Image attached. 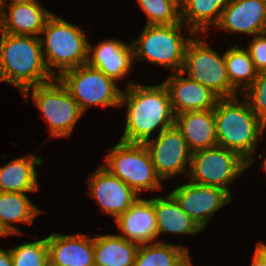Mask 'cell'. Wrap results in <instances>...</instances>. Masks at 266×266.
I'll list each match as a JSON object with an SVG mask.
<instances>
[{
    "instance_id": "cell-1",
    "label": "cell",
    "mask_w": 266,
    "mask_h": 266,
    "mask_svg": "<svg viewBox=\"0 0 266 266\" xmlns=\"http://www.w3.org/2000/svg\"><path fill=\"white\" fill-rule=\"evenodd\" d=\"M127 105L126 125L120 141L145 144L158 129L175 125L168 88L164 83L144 86L128 81L122 91L120 106Z\"/></svg>"
},
{
    "instance_id": "cell-2",
    "label": "cell",
    "mask_w": 266,
    "mask_h": 266,
    "mask_svg": "<svg viewBox=\"0 0 266 266\" xmlns=\"http://www.w3.org/2000/svg\"><path fill=\"white\" fill-rule=\"evenodd\" d=\"M241 97V101H239ZM217 146L238 153L252 165L258 142L266 130V125L251 110L240 95L221 98L214 108Z\"/></svg>"
},
{
    "instance_id": "cell-3",
    "label": "cell",
    "mask_w": 266,
    "mask_h": 266,
    "mask_svg": "<svg viewBox=\"0 0 266 266\" xmlns=\"http://www.w3.org/2000/svg\"><path fill=\"white\" fill-rule=\"evenodd\" d=\"M0 34V82L14 85L22 94L55 79L45 64L39 37Z\"/></svg>"
},
{
    "instance_id": "cell-4",
    "label": "cell",
    "mask_w": 266,
    "mask_h": 266,
    "mask_svg": "<svg viewBox=\"0 0 266 266\" xmlns=\"http://www.w3.org/2000/svg\"><path fill=\"white\" fill-rule=\"evenodd\" d=\"M39 36L45 64L56 78L66 70L88 61L89 42L83 29L67 22L54 13L47 19ZM53 68H58L57 74Z\"/></svg>"
},
{
    "instance_id": "cell-5",
    "label": "cell",
    "mask_w": 266,
    "mask_h": 266,
    "mask_svg": "<svg viewBox=\"0 0 266 266\" xmlns=\"http://www.w3.org/2000/svg\"><path fill=\"white\" fill-rule=\"evenodd\" d=\"M185 24L181 21L171 25H145L144 30L131 42L134 62L146 61L171 69L182 70L187 43L193 37L182 35Z\"/></svg>"
},
{
    "instance_id": "cell-6",
    "label": "cell",
    "mask_w": 266,
    "mask_h": 266,
    "mask_svg": "<svg viewBox=\"0 0 266 266\" xmlns=\"http://www.w3.org/2000/svg\"><path fill=\"white\" fill-rule=\"evenodd\" d=\"M30 95L49 126L48 140L52 137L69 138L84 113L62 83L55 78L48 83L30 87L22 93L25 101Z\"/></svg>"
},
{
    "instance_id": "cell-7",
    "label": "cell",
    "mask_w": 266,
    "mask_h": 266,
    "mask_svg": "<svg viewBox=\"0 0 266 266\" xmlns=\"http://www.w3.org/2000/svg\"><path fill=\"white\" fill-rule=\"evenodd\" d=\"M106 165L138 195L143 191L162 189V180L157 175L152 158L145 144L120 141L106 154Z\"/></svg>"
},
{
    "instance_id": "cell-8",
    "label": "cell",
    "mask_w": 266,
    "mask_h": 266,
    "mask_svg": "<svg viewBox=\"0 0 266 266\" xmlns=\"http://www.w3.org/2000/svg\"><path fill=\"white\" fill-rule=\"evenodd\" d=\"M204 34H195L187 43L181 72L188 78L210 89L220 99L240 94L231 86L225 64V53L221 56L202 40Z\"/></svg>"
},
{
    "instance_id": "cell-9",
    "label": "cell",
    "mask_w": 266,
    "mask_h": 266,
    "mask_svg": "<svg viewBox=\"0 0 266 266\" xmlns=\"http://www.w3.org/2000/svg\"><path fill=\"white\" fill-rule=\"evenodd\" d=\"M77 102L81 111L98 105L120 107L122 89L112 78L88 63L64 71L56 77Z\"/></svg>"
},
{
    "instance_id": "cell-10",
    "label": "cell",
    "mask_w": 266,
    "mask_h": 266,
    "mask_svg": "<svg viewBox=\"0 0 266 266\" xmlns=\"http://www.w3.org/2000/svg\"><path fill=\"white\" fill-rule=\"evenodd\" d=\"M249 166L238 153L215 146L192 153L188 178L196 184L222 188L232 196L230 186Z\"/></svg>"
},
{
    "instance_id": "cell-11",
    "label": "cell",
    "mask_w": 266,
    "mask_h": 266,
    "mask_svg": "<svg viewBox=\"0 0 266 266\" xmlns=\"http://www.w3.org/2000/svg\"><path fill=\"white\" fill-rule=\"evenodd\" d=\"M157 175L162 181L188 175L192 152L181 131L175 126L164 129L145 143Z\"/></svg>"
},
{
    "instance_id": "cell-12",
    "label": "cell",
    "mask_w": 266,
    "mask_h": 266,
    "mask_svg": "<svg viewBox=\"0 0 266 266\" xmlns=\"http://www.w3.org/2000/svg\"><path fill=\"white\" fill-rule=\"evenodd\" d=\"M170 194L202 230L216 211L233 200L232 196L222 188L191 181L178 185Z\"/></svg>"
},
{
    "instance_id": "cell-13",
    "label": "cell",
    "mask_w": 266,
    "mask_h": 266,
    "mask_svg": "<svg viewBox=\"0 0 266 266\" xmlns=\"http://www.w3.org/2000/svg\"><path fill=\"white\" fill-rule=\"evenodd\" d=\"M87 183L88 195L96 200L103 214L111 215L114 219L123 214L139 198L130 186L111 174L102 164L91 174Z\"/></svg>"
},
{
    "instance_id": "cell-14",
    "label": "cell",
    "mask_w": 266,
    "mask_h": 266,
    "mask_svg": "<svg viewBox=\"0 0 266 266\" xmlns=\"http://www.w3.org/2000/svg\"><path fill=\"white\" fill-rule=\"evenodd\" d=\"M214 27L247 36L265 33L266 0H230Z\"/></svg>"
},
{
    "instance_id": "cell-15",
    "label": "cell",
    "mask_w": 266,
    "mask_h": 266,
    "mask_svg": "<svg viewBox=\"0 0 266 266\" xmlns=\"http://www.w3.org/2000/svg\"><path fill=\"white\" fill-rule=\"evenodd\" d=\"M121 237L137 245L159 242L154 198H138L115 219Z\"/></svg>"
},
{
    "instance_id": "cell-16",
    "label": "cell",
    "mask_w": 266,
    "mask_h": 266,
    "mask_svg": "<svg viewBox=\"0 0 266 266\" xmlns=\"http://www.w3.org/2000/svg\"><path fill=\"white\" fill-rule=\"evenodd\" d=\"M163 83L168 88L175 115L186 111L214 109L220 99L207 87L187 76L183 77L181 71L172 73Z\"/></svg>"
},
{
    "instance_id": "cell-17",
    "label": "cell",
    "mask_w": 266,
    "mask_h": 266,
    "mask_svg": "<svg viewBox=\"0 0 266 266\" xmlns=\"http://www.w3.org/2000/svg\"><path fill=\"white\" fill-rule=\"evenodd\" d=\"M48 266H95L94 237L54 232L47 236Z\"/></svg>"
},
{
    "instance_id": "cell-18",
    "label": "cell",
    "mask_w": 266,
    "mask_h": 266,
    "mask_svg": "<svg viewBox=\"0 0 266 266\" xmlns=\"http://www.w3.org/2000/svg\"><path fill=\"white\" fill-rule=\"evenodd\" d=\"M133 62L131 42L128 44L118 39H107L94 47L89 43L87 63L116 82L130 73Z\"/></svg>"
},
{
    "instance_id": "cell-19",
    "label": "cell",
    "mask_w": 266,
    "mask_h": 266,
    "mask_svg": "<svg viewBox=\"0 0 266 266\" xmlns=\"http://www.w3.org/2000/svg\"><path fill=\"white\" fill-rule=\"evenodd\" d=\"M7 8L0 16V31L11 35L39 37L53 14L39 1L8 4Z\"/></svg>"
},
{
    "instance_id": "cell-20",
    "label": "cell",
    "mask_w": 266,
    "mask_h": 266,
    "mask_svg": "<svg viewBox=\"0 0 266 266\" xmlns=\"http://www.w3.org/2000/svg\"><path fill=\"white\" fill-rule=\"evenodd\" d=\"M175 126L181 131L192 153L217 146L214 109L177 114Z\"/></svg>"
},
{
    "instance_id": "cell-21",
    "label": "cell",
    "mask_w": 266,
    "mask_h": 266,
    "mask_svg": "<svg viewBox=\"0 0 266 266\" xmlns=\"http://www.w3.org/2000/svg\"><path fill=\"white\" fill-rule=\"evenodd\" d=\"M42 163L40 156L29 154L0 166V192L30 193L40 190L35 166Z\"/></svg>"
},
{
    "instance_id": "cell-22",
    "label": "cell",
    "mask_w": 266,
    "mask_h": 266,
    "mask_svg": "<svg viewBox=\"0 0 266 266\" xmlns=\"http://www.w3.org/2000/svg\"><path fill=\"white\" fill-rule=\"evenodd\" d=\"M154 210L158 236L161 233L196 235L202 231L170 193L166 197H154Z\"/></svg>"
},
{
    "instance_id": "cell-23",
    "label": "cell",
    "mask_w": 266,
    "mask_h": 266,
    "mask_svg": "<svg viewBox=\"0 0 266 266\" xmlns=\"http://www.w3.org/2000/svg\"><path fill=\"white\" fill-rule=\"evenodd\" d=\"M230 0H183L180 5L181 21L187 25L188 33L204 34L215 26L224 7Z\"/></svg>"
},
{
    "instance_id": "cell-24",
    "label": "cell",
    "mask_w": 266,
    "mask_h": 266,
    "mask_svg": "<svg viewBox=\"0 0 266 266\" xmlns=\"http://www.w3.org/2000/svg\"><path fill=\"white\" fill-rule=\"evenodd\" d=\"M139 245L120 235L94 236L95 266H134Z\"/></svg>"
},
{
    "instance_id": "cell-25",
    "label": "cell",
    "mask_w": 266,
    "mask_h": 266,
    "mask_svg": "<svg viewBox=\"0 0 266 266\" xmlns=\"http://www.w3.org/2000/svg\"><path fill=\"white\" fill-rule=\"evenodd\" d=\"M41 212L26 193L0 192V223L10 235L22 234L13 223L32 224Z\"/></svg>"
},
{
    "instance_id": "cell-26",
    "label": "cell",
    "mask_w": 266,
    "mask_h": 266,
    "mask_svg": "<svg viewBox=\"0 0 266 266\" xmlns=\"http://www.w3.org/2000/svg\"><path fill=\"white\" fill-rule=\"evenodd\" d=\"M225 64L231 86L243 93L255 80L258 72L249 52L238 44L231 45L225 52Z\"/></svg>"
},
{
    "instance_id": "cell-27",
    "label": "cell",
    "mask_w": 266,
    "mask_h": 266,
    "mask_svg": "<svg viewBox=\"0 0 266 266\" xmlns=\"http://www.w3.org/2000/svg\"><path fill=\"white\" fill-rule=\"evenodd\" d=\"M189 253L185 246L161 241L139 245L134 266H178Z\"/></svg>"
},
{
    "instance_id": "cell-28",
    "label": "cell",
    "mask_w": 266,
    "mask_h": 266,
    "mask_svg": "<svg viewBox=\"0 0 266 266\" xmlns=\"http://www.w3.org/2000/svg\"><path fill=\"white\" fill-rule=\"evenodd\" d=\"M147 16L146 25H171L181 22L180 5L175 0H136Z\"/></svg>"
},
{
    "instance_id": "cell-29",
    "label": "cell",
    "mask_w": 266,
    "mask_h": 266,
    "mask_svg": "<svg viewBox=\"0 0 266 266\" xmlns=\"http://www.w3.org/2000/svg\"><path fill=\"white\" fill-rule=\"evenodd\" d=\"M13 266H48L47 237L10 249Z\"/></svg>"
},
{
    "instance_id": "cell-30",
    "label": "cell",
    "mask_w": 266,
    "mask_h": 266,
    "mask_svg": "<svg viewBox=\"0 0 266 266\" xmlns=\"http://www.w3.org/2000/svg\"><path fill=\"white\" fill-rule=\"evenodd\" d=\"M240 95L266 125V71L259 72L253 83Z\"/></svg>"
},
{
    "instance_id": "cell-31",
    "label": "cell",
    "mask_w": 266,
    "mask_h": 266,
    "mask_svg": "<svg viewBox=\"0 0 266 266\" xmlns=\"http://www.w3.org/2000/svg\"><path fill=\"white\" fill-rule=\"evenodd\" d=\"M250 44L246 47L250 58L254 63L256 71H266V32L254 35L253 39L249 41Z\"/></svg>"
},
{
    "instance_id": "cell-32",
    "label": "cell",
    "mask_w": 266,
    "mask_h": 266,
    "mask_svg": "<svg viewBox=\"0 0 266 266\" xmlns=\"http://www.w3.org/2000/svg\"><path fill=\"white\" fill-rule=\"evenodd\" d=\"M251 266H266V244L258 242L252 256Z\"/></svg>"
},
{
    "instance_id": "cell-33",
    "label": "cell",
    "mask_w": 266,
    "mask_h": 266,
    "mask_svg": "<svg viewBox=\"0 0 266 266\" xmlns=\"http://www.w3.org/2000/svg\"><path fill=\"white\" fill-rule=\"evenodd\" d=\"M0 266H13L11 250L0 248Z\"/></svg>"
},
{
    "instance_id": "cell-34",
    "label": "cell",
    "mask_w": 266,
    "mask_h": 266,
    "mask_svg": "<svg viewBox=\"0 0 266 266\" xmlns=\"http://www.w3.org/2000/svg\"><path fill=\"white\" fill-rule=\"evenodd\" d=\"M178 266H193L190 261V253L179 263Z\"/></svg>"
},
{
    "instance_id": "cell-35",
    "label": "cell",
    "mask_w": 266,
    "mask_h": 266,
    "mask_svg": "<svg viewBox=\"0 0 266 266\" xmlns=\"http://www.w3.org/2000/svg\"><path fill=\"white\" fill-rule=\"evenodd\" d=\"M8 1H9V4H14V3H22V2H34V1H38V0H5L3 2L4 7H6L5 5L8 4Z\"/></svg>"
},
{
    "instance_id": "cell-36",
    "label": "cell",
    "mask_w": 266,
    "mask_h": 266,
    "mask_svg": "<svg viewBox=\"0 0 266 266\" xmlns=\"http://www.w3.org/2000/svg\"><path fill=\"white\" fill-rule=\"evenodd\" d=\"M10 236V234L6 231V229L0 223V237Z\"/></svg>"
},
{
    "instance_id": "cell-37",
    "label": "cell",
    "mask_w": 266,
    "mask_h": 266,
    "mask_svg": "<svg viewBox=\"0 0 266 266\" xmlns=\"http://www.w3.org/2000/svg\"><path fill=\"white\" fill-rule=\"evenodd\" d=\"M3 9H4V4H3V2L0 0V16H1V14H2Z\"/></svg>"
},
{
    "instance_id": "cell-38",
    "label": "cell",
    "mask_w": 266,
    "mask_h": 266,
    "mask_svg": "<svg viewBox=\"0 0 266 266\" xmlns=\"http://www.w3.org/2000/svg\"><path fill=\"white\" fill-rule=\"evenodd\" d=\"M263 170L265 171V173H266V156H265V158H264V162H263Z\"/></svg>"
},
{
    "instance_id": "cell-39",
    "label": "cell",
    "mask_w": 266,
    "mask_h": 266,
    "mask_svg": "<svg viewBox=\"0 0 266 266\" xmlns=\"http://www.w3.org/2000/svg\"><path fill=\"white\" fill-rule=\"evenodd\" d=\"M179 5H181L183 0H175Z\"/></svg>"
}]
</instances>
